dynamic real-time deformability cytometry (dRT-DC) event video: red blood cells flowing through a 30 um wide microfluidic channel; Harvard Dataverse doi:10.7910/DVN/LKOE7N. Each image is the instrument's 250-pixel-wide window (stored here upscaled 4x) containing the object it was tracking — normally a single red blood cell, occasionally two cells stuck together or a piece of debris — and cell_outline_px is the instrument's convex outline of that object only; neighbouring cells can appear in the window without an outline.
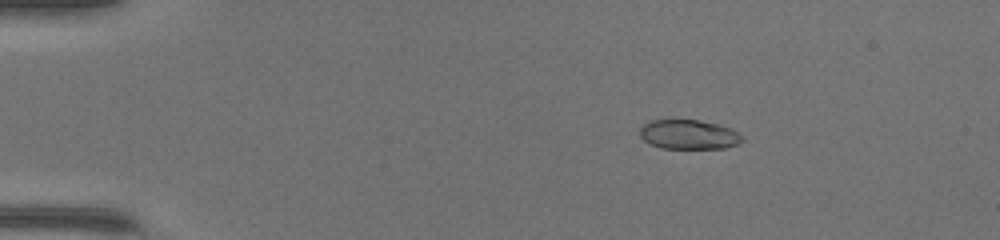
{"species": "common noctule bat (a hibernating species)", "species_latin": "Nyctalus noctula", "temperature_condition": "warm", "stored_images_in_passage": 41, "camera_frame_rate_fps": 3000, "um_per_image_px": 0.085, "animal": {"sex": "female", "body_mass_g": 17.0, "forearm_length_mm": 48.0}, "frame": {"image": 1, "passage_image": 1, "time_ms": 0.0, "image_size_px": [1000, 240], "cell_outline_px": [[744, 140], [736, 144], [724, 148], [660, 148], [648, 144], [640, 136], [640, 128], [644, 124], [652, 120], [700, 120], [720, 124], [736, 132]], "centroid_in_image_um": [58.5, 11.43], "position_along_channel_um": 26.5, "area_um2": 17.46}}
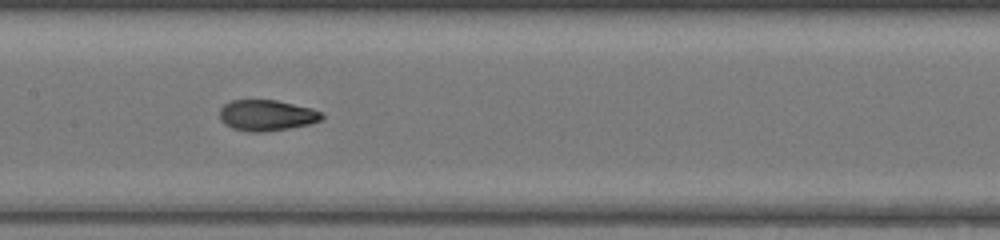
{"frame": {"image": 2, "passage_image": 18, "time_ms": 5.667, "image_size_px": [1000, 240], "cell_outline_px": [[324, 116], [320, 120], [312, 124], [264, 132], [248, 132], [232, 128], [224, 124], [220, 120], [220, 108], [224, 104], [232, 100], [276, 100], [312, 108], [320, 112]], "centroid_in_image_um": [22.65, 9.81], "position_along_channel_um": 184.7, "area_um2": 18.5}}
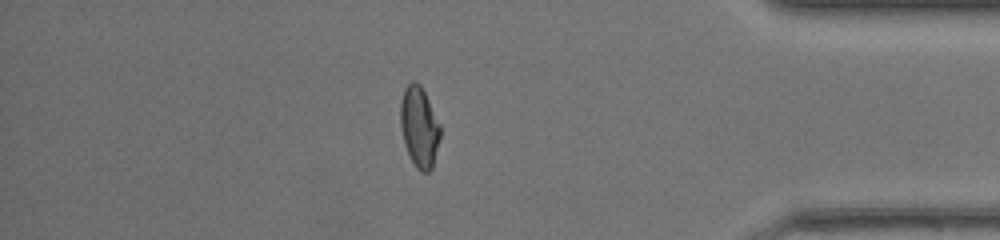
{"frame": {"image": 3, "passage_image": 35, "time_ms": 11.333, "image_size_px": [1000, 240], "cell_outline_px": [[440, 136], [432, 168], [428, 172], [420, 172], [416, 168], [404, 144], [400, 124], [400, 100], [404, 88], [412, 80], [420, 84], [440, 124]], "centroid_in_image_um": [35.62, 10.78], "position_along_channel_um": 399.6, "area_um2": 18.61}, "authors_computed_cell_mechanics": {"area_um2": 18.4382, "velocity_mm_per_s": 4.3358, "shape_relaxation_time_tau1_ms": 5.2006, "shape_relaxation_time_tau2_ms": 0.543, "deformation_change_tau1": 0.2486, "deformation_change_tau2": 0.0494}}